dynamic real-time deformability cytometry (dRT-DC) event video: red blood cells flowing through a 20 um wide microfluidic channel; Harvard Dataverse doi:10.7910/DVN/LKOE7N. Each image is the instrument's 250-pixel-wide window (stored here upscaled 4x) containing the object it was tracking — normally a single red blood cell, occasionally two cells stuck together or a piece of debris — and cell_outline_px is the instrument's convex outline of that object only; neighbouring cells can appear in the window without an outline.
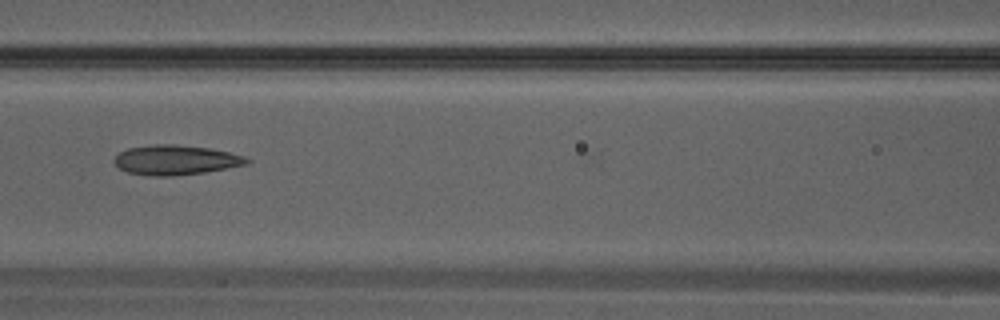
{"species": "Egyptian fruit bat (a non-hibernating species)", "species_latin": "Rousettus aegyptiacus", "temperature_condition": "warm", "stored_images_in_passage": 27, "camera_frame_rate_fps": 3000, "um_per_image_px": 0.085, "animal": {"sex": "male"}, "frame": {"image": 1, "passage_image": 9, "time_ms": 2.667, "image_size_px": [1000, 320], "cell_outline_px": [[252, 160], [248, 164], [204, 172], [172, 176], [152, 176], [128, 172], [120, 168], [112, 160], [120, 152], [128, 148], [152, 144], [172, 144], [208, 148], [228, 152], [244, 156]], "centroid_in_image_um": [14.93, 13.59], "position_along_channel_um": 151.7, "area_um2": 22.83}}
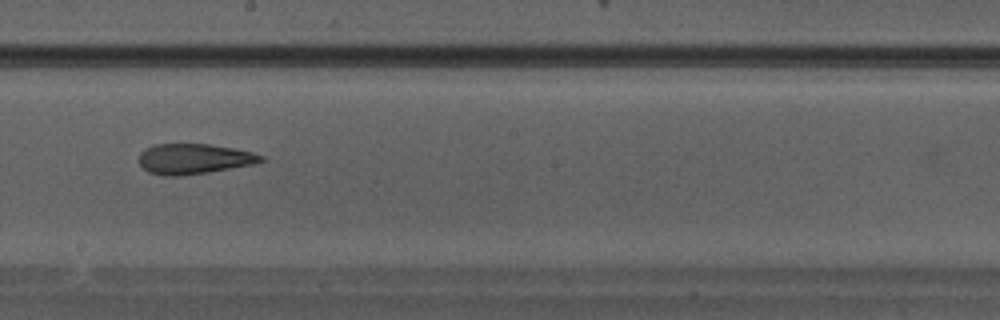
{"frame": {"image": 2, "passage_image": 13, "time_ms": 4.0, "image_size_px": [1000, 320], "cell_outline_px": [[268, 160], [256, 164], [184, 176], [164, 176], [148, 172], [140, 164], [140, 152], [144, 148], [152, 144], [208, 144], [232, 148], [252, 152], [264, 156]], "centroid_in_image_um": [16.5, 13.51], "position_along_channel_um": 231.7, "area_um2": 21.79}}
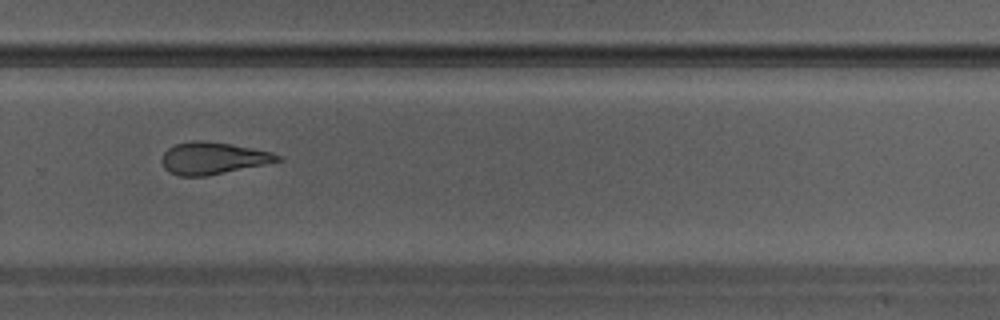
{"frame": {"image": 3, "passage_image": 17, "time_ms": 5.333, "image_size_px": [1000, 320], "cell_outline_px": [[284, 160], [204, 176], [180, 176], [168, 172], [164, 168], [160, 160], [164, 152], [168, 148], [176, 144], [192, 140], [204, 140], [232, 144], [272, 152], [284, 156]], "centroid_in_image_um": [18.09, 13.43], "position_along_channel_um": 311.7, "area_um2": 21.68}}